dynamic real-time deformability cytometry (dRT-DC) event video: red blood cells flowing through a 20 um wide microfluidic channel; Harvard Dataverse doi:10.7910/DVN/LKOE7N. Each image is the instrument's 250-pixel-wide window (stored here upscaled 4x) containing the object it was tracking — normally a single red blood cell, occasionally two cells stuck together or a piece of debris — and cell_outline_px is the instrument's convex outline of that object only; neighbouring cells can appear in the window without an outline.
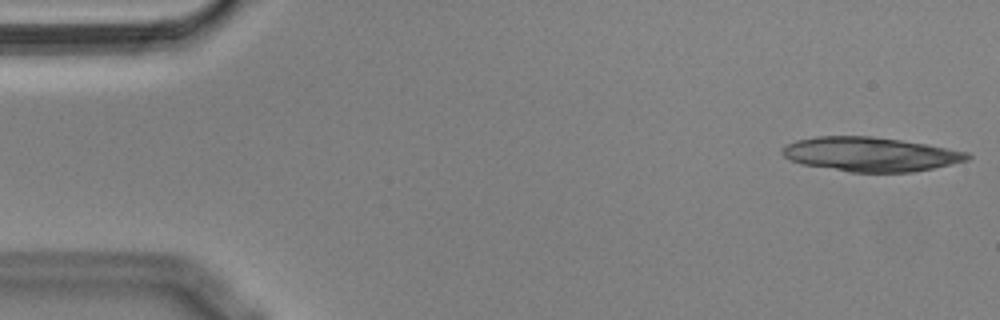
{"species": "Egyptian fruit bat (a non-hibernating species)", "species_latin": "Rousettus aegyptiacus", "temperature_condition": "cold", "stored_images_in_passage": 10, "camera_frame_rate_fps": 3000, "um_per_image_px": 0.085, "animal": {"sex": "male"}, "frame": {"image": 1, "passage_image": 1, "time_ms": 0.0, "image_size_px": [1000, 320], "cell_outline_px": [[972, 156], [968, 160], [932, 168], [912, 172], [848, 172], [800, 164], [788, 160], [780, 152], [780, 148], [796, 140], [816, 136], [872, 136], [900, 140], [924, 144], [968, 152]], "centroid_in_image_um": [73.91, 13.11], "position_along_channel_um": 11.1, "area_um2": 36.99}}